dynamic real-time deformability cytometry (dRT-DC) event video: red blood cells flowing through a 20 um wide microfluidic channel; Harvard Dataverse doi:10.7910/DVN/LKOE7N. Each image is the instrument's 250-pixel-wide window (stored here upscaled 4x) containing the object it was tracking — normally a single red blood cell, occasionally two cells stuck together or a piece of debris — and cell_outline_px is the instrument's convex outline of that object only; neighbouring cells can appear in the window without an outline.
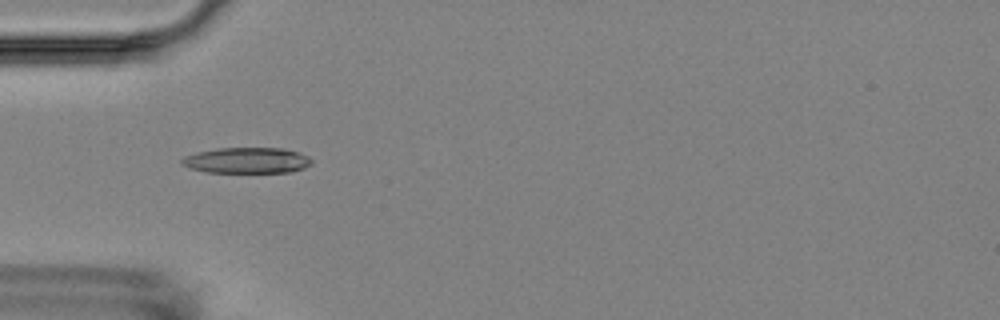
{"species": "Egyptian fruit bat (a non-hibernating species)", "species_latin": "Rousettus aegyptiacus", "temperature_condition": "room temperature", "stored_images_in_passage": 2, "camera_frame_rate_fps": 3000, "um_per_image_px": 0.085, "animal": {"sex": "female"}, "frame": {"image": 1, "passage_image": 1, "time_ms": 0.0, "image_size_px": [1000, 320], "cell_outline_px": [[312, 164], [304, 168], [292, 172], [208, 172], [188, 168], [180, 164], [180, 160], [184, 156], [196, 152], [220, 148], [284, 148], [300, 152], [308, 156], [312, 160]], "centroid_in_image_um": [20.99, 13.63], "position_along_channel_um": 64.0, "area_um2": 19.71}}
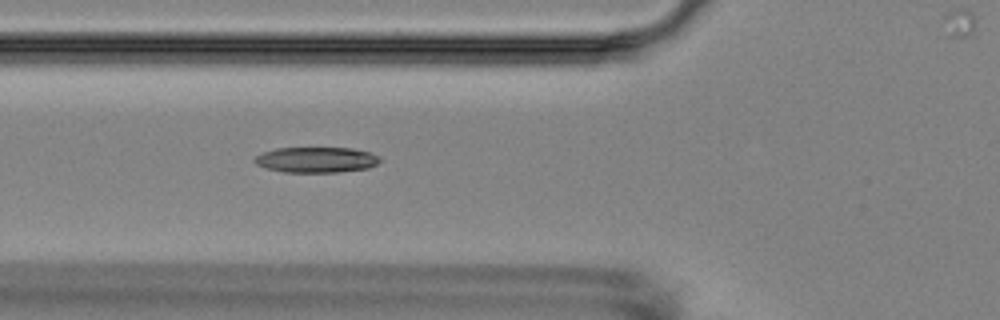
{"frame": {"image": 2, "passage_image": 2, "time_ms": 1.0, "image_size_px": [1000, 320], "cell_outline_px": [[380, 160], [376, 164], [368, 168], [340, 172], [284, 172], [264, 168], [256, 164], [252, 160], [256, 156], [264, 152], [276, 148], [352, 148], [368, 152], [380, 156]], "centroid_in_image_um": [26.86, 13.58], "position_along_channel_um": 98.9, "area_um2": 18.67}}